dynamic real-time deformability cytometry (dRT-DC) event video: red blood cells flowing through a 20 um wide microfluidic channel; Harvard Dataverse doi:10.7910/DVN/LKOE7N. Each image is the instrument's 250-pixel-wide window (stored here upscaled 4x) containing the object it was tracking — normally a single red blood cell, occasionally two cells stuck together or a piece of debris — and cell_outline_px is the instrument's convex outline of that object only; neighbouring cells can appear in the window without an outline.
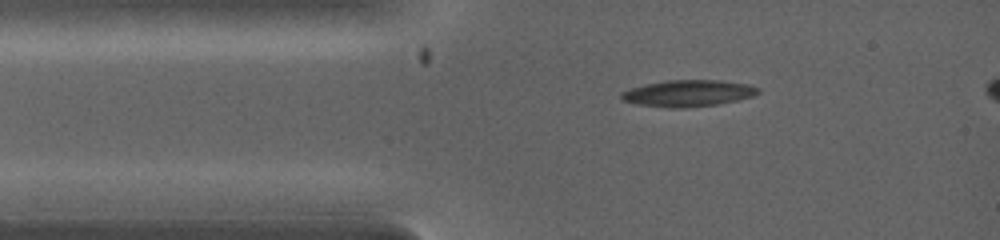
{"species": "common noctule bat (a hibernating species)", "species_latin": "Nyctalus noctula", "temperature_condition": "warm", "stored_images_in_passage": 9, "camera_frame_rate_fps": 5000, "um_per_image_px": 0.085, "animal": {"sex": "female", "body_mass_g": 19.0, "forearm_length_mm": 53.3}, "frame": {"image": 1, "passage_image": 2, "time_ms": 0.6, "image_size_px": [1000, 240], "cell_outline_px": [[760, 92], [752, 96], [736, 100], [716, 104], [688, 108], [672, 108], [636, 104], [620, 100], [620, 92], [632, 88], [648, 84], [668, 80], [720, 80], [744, 84], [760, 88]], "centroid_in_image_um": [58.45, 7.93], "position_along_channel_um": 26.5, "area_um2": 20.98}}
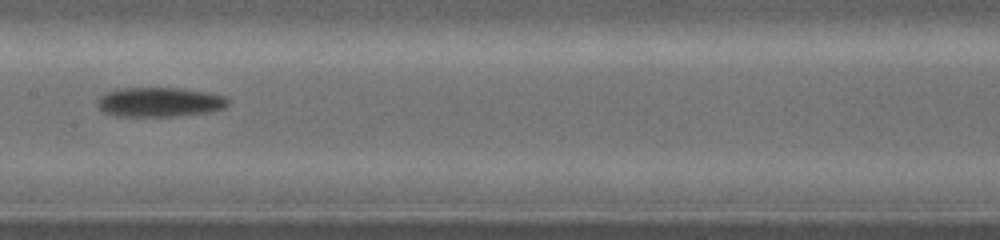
{"frame": {"image": 2, "passage_image": 7, "time_ms": 4.0, "image_size_px": [1000, 240], "cell_outline_px": [[228, 104], [224, 108], [204, 112], [172, 116], [116, 116], [104, 112], [96, 104], [100, 96], [108, 92], [120, 88], [180, 88], [204, 92], [224, 96], [228, 100]], "centroid_in_image_um": [13.52, 8.67], "position_along_channel_um": 193.9, "area_um2": 22.08}}
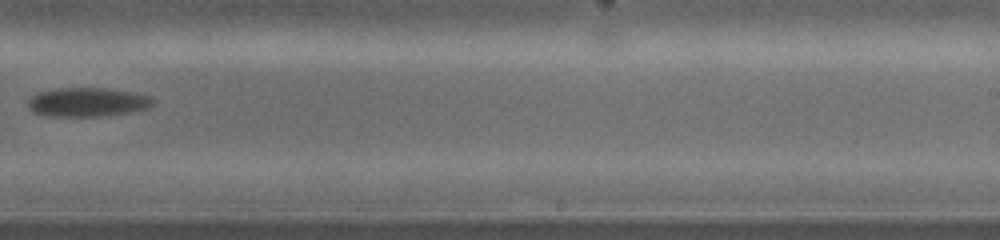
{"frame": {"image": 3, "passage_image": 9, "time_ms": 5.6, "image_size_px": [1000, 240], "cell_outline_px": [[156, 100], [148, 108], [128, 112], [96, 116], [44, 116], [32, 112], [28, 108], [28, 100], [32, 96], [40, 92], [60, 88], [104, 88], [132, 92], [152, 96]], "centroid_in_image_um": [7.42, 8.68], "position_along_channel_um": 281.6, "area_um2": 21.04}}